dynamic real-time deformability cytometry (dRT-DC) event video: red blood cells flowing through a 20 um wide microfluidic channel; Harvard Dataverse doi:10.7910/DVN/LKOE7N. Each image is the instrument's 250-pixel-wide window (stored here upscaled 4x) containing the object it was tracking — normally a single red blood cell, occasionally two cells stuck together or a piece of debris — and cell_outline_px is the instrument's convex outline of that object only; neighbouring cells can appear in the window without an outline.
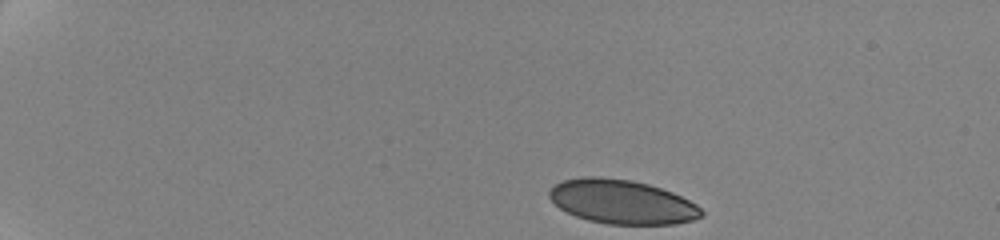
{"species": "human", "species_latin": "Homo sapiens", "temperature_condition": "cold", "stored_images_in_passage": 33, "camera_frame_rate_fps": 3000, "um_per_image_px": 0.085, "donor": {"sex": "female"}, "frame": {"image": 1, "passage_image": 1, "time_ms": 0.0, "image_size_px": [1000, 240], "cell_outline_px": [[704, 216], [692, 220], [676, 224], [608, 224], [588, 220], [576, 216], [560, 208], [548, 196], [548, 192], [556, 184], [564, 180], [584, 176], [592, 176], [632, 180], [648, 184], [672, 192], [696, 204], [704, 212]], "centroid_in_image_um": [52.88, 17.16], "position_along_channel_um": 32.1, "area_um2": 38.9}}
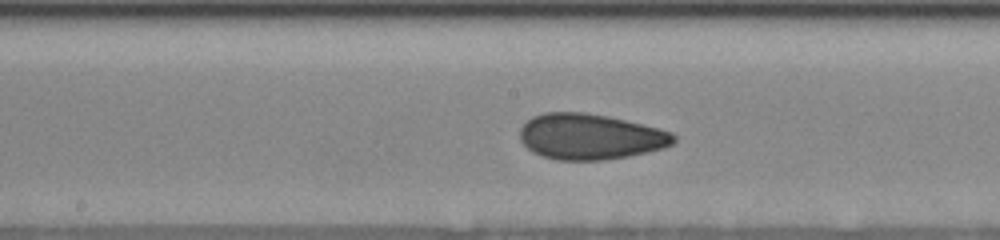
{"frame": {"image": 2, "passage_image": 19, "time_ms": 7.667, "image_size_px": [1000, 240], "cell_outline_px": [[676, 140], [672, 144], [664, 148], [648, 152], [628, 156], [604, 160], [556, 160], [540, 156], [532, 152], [520, 140], [520, 128], [532, 116], [544, 112], [584, 112], [608, 116], [672, 132], [676, 136]], "centroid_in_image_um": [50.14, 11.62], "position_along_channel_um": 198.1, "area_um2": 41.04}}
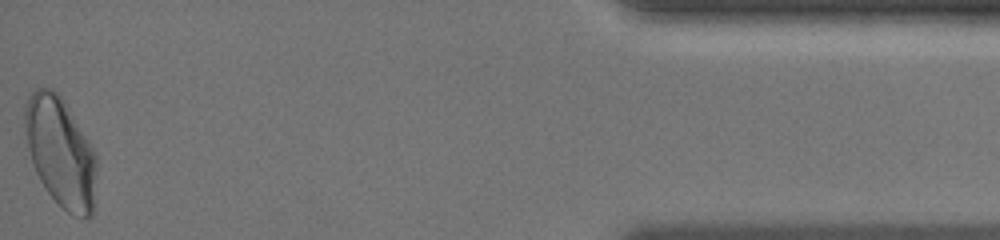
{"frame": {"image": 3, "passage_image": 33, "time_ms": 16.0, "image_size_px": [1000, 240], "cell_outline_px": [[96, 168], [92, 216], [72, 216], [44, 188], [32, 164], [28, 148], [24, 124], [24, 108], [32, 92], [36, 88], [52, 88], [64, 100], [92, 148], [96, 156]], "centroid_in_image_um": [5.12, 12.91], "position_along_channel_um": 430.1, "area_um2": 45.14}, "authors_computed_cell_mechanics": {"area_um2": 41.038, "velocity_mm_per_s": 3.4986, "shape_relaxation_time_tau1_ms": 10.9516, "shape_relaxation_time_tau2_ms": 1.2494, "deformation_change_tau1": 0.1612, "deformation_change_tau2": 0.0424}}